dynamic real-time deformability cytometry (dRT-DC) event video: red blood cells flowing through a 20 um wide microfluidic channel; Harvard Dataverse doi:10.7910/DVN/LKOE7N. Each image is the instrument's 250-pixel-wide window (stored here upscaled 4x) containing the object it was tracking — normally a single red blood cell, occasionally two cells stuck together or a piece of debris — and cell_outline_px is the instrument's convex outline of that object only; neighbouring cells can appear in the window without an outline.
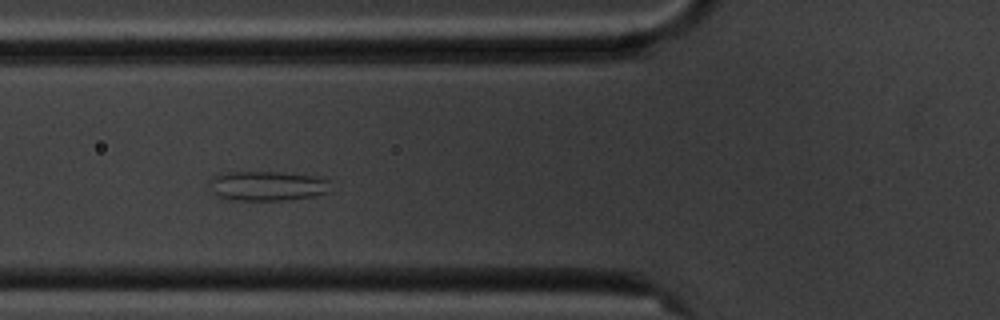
{"species": "common noctule bat (a hibernating species)", "species_latin": "Nyctalus noctula", "temperature_condition": "cold", "stored_images_in_passage": 11, "camera_frame_rate_fps": 3000, "um_per_image_px": 0.085, "animal": {"sex": "male", "body_mass_g": 20.1, "forearm_length_mm": 53.5}, "frame": {"image": 1, "passage_image": 4, "time_ms": 4.333, "image_size_px": [1000, 320], "cell_outline_px": [[332, 192], [312, 196], [284, 200], [232, 200], [220, 196], [212, 192], [208, 180], [212, 176], [220, 172], [280, 172], [312, 176], [328, 180]], "centroid_in_image_um": [22.69, 15.79], "position_along_channel_um": 103.1, "area_um2": 21.04}}
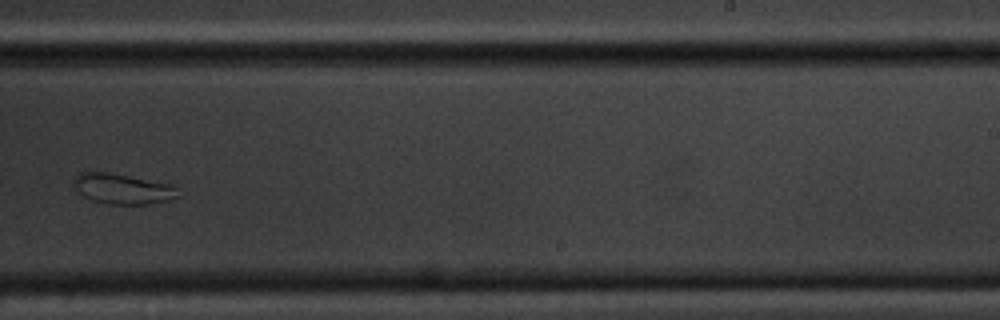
{"frame": {"image": 2, "passage_image": 8, "time_ms": 9.333, "image_size_px": [1000, 320], "cell_outline_px": [[180, 196], [168, 200], [148, 204], [108, 204], [92, 200], [84, 196], [72, 188], [72, 184], [76, 176], [80, 172], [108, 172], [172, 184], [176, 188]], "centroid_in_image_um": [10.4, 16.05], "position_along_channel_um": 278.6, "area_um2": 18.5}}
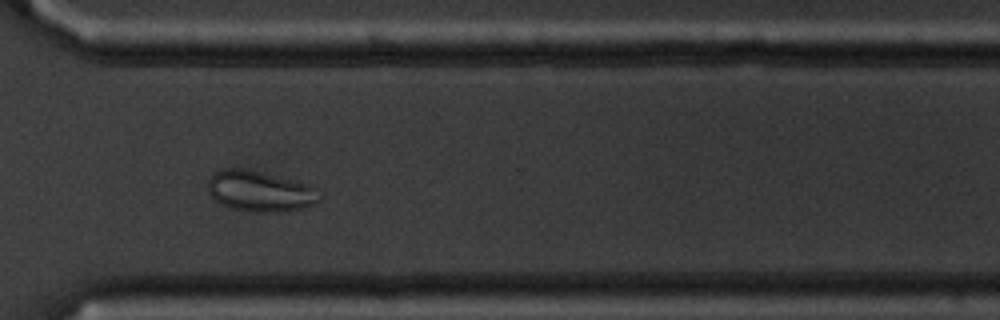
{"frame": {"image": 3, "passage_image": 10, "time_ms": 11.333, "image_size_px": [1000, 320], "cell_outline_px": [[320, 200], [312, 204], [300, 208], [232, 208], [216, 200], [208, 192], [208, 180], [216, 172], [224, 168], [240, 168], [296, 180], [312, 184], [316, 188]], "centroid_in_image_um": [22.08, 16.16], "position_along_channel_um": 348.5, "area_um2": 24.8}}